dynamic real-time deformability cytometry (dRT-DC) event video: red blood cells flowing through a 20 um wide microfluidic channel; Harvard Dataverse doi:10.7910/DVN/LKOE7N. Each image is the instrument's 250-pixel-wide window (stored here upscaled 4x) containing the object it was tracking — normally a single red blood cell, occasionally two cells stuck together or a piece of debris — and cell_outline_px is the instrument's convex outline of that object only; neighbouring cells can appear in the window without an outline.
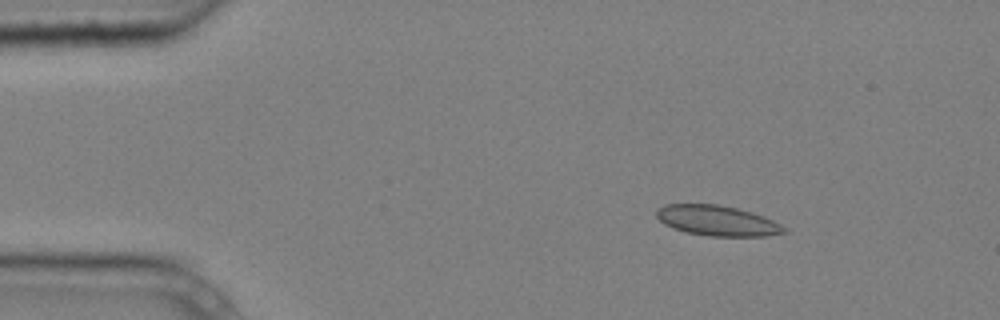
{"species": "common noctule bat (a hibernating species)", "species_latin": "Nyctalus noctula", "temperature_condition": "cold", "stored_images_in_passage": 4, "camera_frame_rate_fps": 3000, "um_per_image_px": 0.085, "animal": {"sex": "male", "body_mass_g": 20.4}, "frame": {"image": 1, "passage_image": 2, "time_ms": 0.333, "image_size_px": [1000, 320], "cell_outline_px": [[788, 232], [768, 236], [708, 236], [688, 232], [672, 228], [664, 224], [656, 216], [656, 208], [664, 204], [716, 204], [736, 208], [764, 216], [780, 224]], "centroid_in_image_um": [60.94, 18.75], "position_along_channel_um": 24.1, "area_um2": 22.48}}
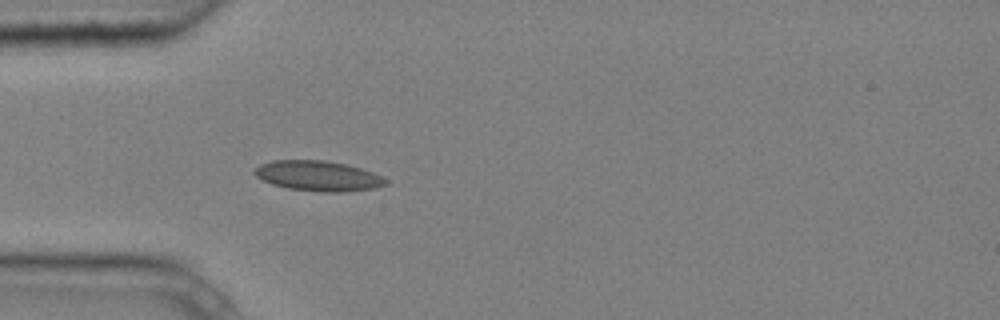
{"frame": {"image": 2, "passage_image": 4, "time_ms": 1.0, "image_size_px": [1000, 320], "cell_outline_px": [[388, 184], [376, 188], [344, 192], [320, 192], [288, 188], [272, 184], [256, 176], [252, 172], [260, 164], [272, 160], [324, 160], [348, 164], [372, 172], [388, 180]], "centroid_in_image_um": [27.05, 14.95], "position_along_channel_um": 57.9, "area_um2": 23.18}}